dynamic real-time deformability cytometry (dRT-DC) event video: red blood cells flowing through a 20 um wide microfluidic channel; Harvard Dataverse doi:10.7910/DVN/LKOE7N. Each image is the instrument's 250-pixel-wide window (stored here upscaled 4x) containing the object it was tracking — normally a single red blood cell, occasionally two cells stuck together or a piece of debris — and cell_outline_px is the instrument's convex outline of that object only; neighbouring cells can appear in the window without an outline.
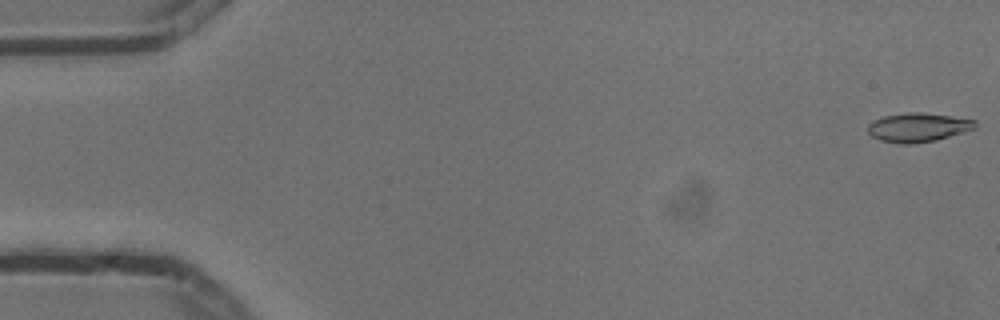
{"species": "common noctule bat (a hibernating species)", "species_latin": "Nyctalus noctula", "temperature_condition": "cold", "stored_images_in_passage": 11, "camera_frame_rate_fps": 3000, "um_per_image_px": 0.085, "animal": {"sex": "male", "body_mass_g": 13.3}, "frame": {"image": 1, "passage_image": 1, "time_ms": 0.0, "image_size_px": [1000, 320], "cell_outline_px": [[976, 128], [936, 140], [908, 144], [904, 144], [880, 140], [872, 136], [868, 132], [868, 124], [872, 120], [884, 116], [908, 112], [920, 112], [976, 120]], "centroid_in_image_um": [78.0, 10.82], "position_along_channel_um": 7.0, "area_um2": 17.92}}
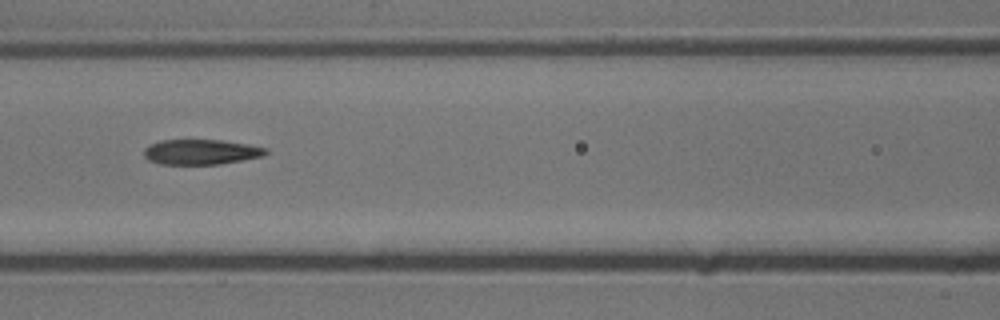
{"frame": {"image": 2, "passage_image": 7, "time_ms": 2.0, "image_size_px": [1000, 320], "cell_outline_px": [[268, 152], [264, 156], [220, 164], [160, 164], [148, 160], [144, 156], [144, 148], [148, 144], [160, 140], [224, 140], [248, 144], [268, 148]], "centroid_in_image_um": [17.08, 12.91], "position_along_channel_um": 149.5, "area_um2": 18.03}}
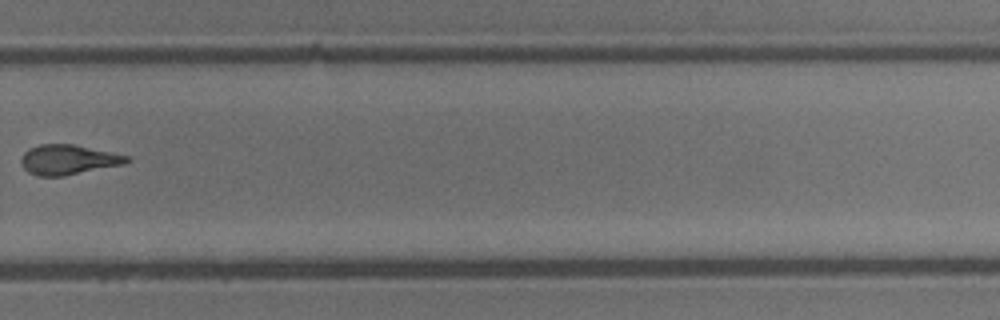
{"frame": {"image": 3, "passage_image": 11, "time_ms": 3.333, "image_size_px": [1000, 320], "cell_outline_px": [[132, 160], [124, 164], [64, 176], [36, 176], [28, 172], [24, 168], [20, 160], [24, 152], [28, 148], [40, 144], [72, 144], [128, 156]], "centroid_in_image_um": [5.76, 13.58], "position_along_channel_um": 324.0, "area_um2": 18.32}}